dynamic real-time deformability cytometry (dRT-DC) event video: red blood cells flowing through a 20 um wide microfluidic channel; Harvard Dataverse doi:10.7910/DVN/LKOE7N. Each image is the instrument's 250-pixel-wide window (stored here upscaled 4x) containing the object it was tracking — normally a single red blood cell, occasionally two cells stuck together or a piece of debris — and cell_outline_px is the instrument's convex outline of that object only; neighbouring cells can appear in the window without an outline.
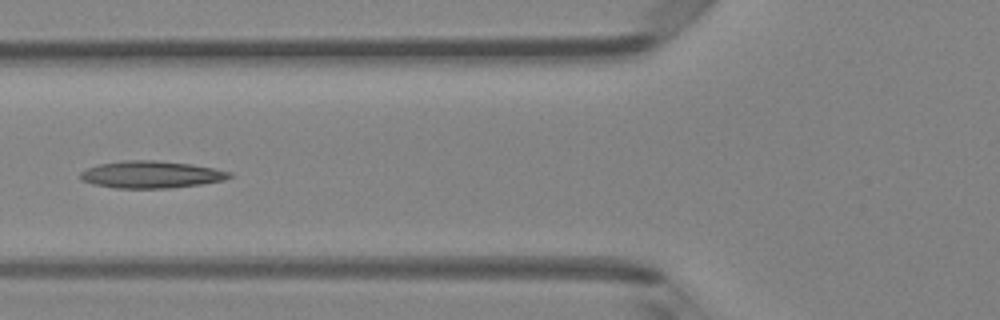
{"species": "Egyptian fruit bat (a non-hibernating species)", "species_latin": "Rousettus aegyptiacus", "temperature_condition": "room temperature", "stored_images_in_passage": 6, "camera_frame_rate_fps": 3000, "um_per_image_px": 0.085, "animal": {"sex": "female"}, "frame": {"image": 1, "passage_image": 6, "time_ms": 5.667, "image_size_px": [1000, 320], "cell_outline_px": [[236, 176], [224, 180], [200, 184], [168, 188], [116, 188], [96, 184], [80, 180], [80, 172], [88, 168], [100, 164], [124, 160], [152, 160], [192, 164], [232, 172]], "centroid_in_image_um": [12.88, 14.83], "position_along_channel_um": 112.9, "area_um2": 23.47}}